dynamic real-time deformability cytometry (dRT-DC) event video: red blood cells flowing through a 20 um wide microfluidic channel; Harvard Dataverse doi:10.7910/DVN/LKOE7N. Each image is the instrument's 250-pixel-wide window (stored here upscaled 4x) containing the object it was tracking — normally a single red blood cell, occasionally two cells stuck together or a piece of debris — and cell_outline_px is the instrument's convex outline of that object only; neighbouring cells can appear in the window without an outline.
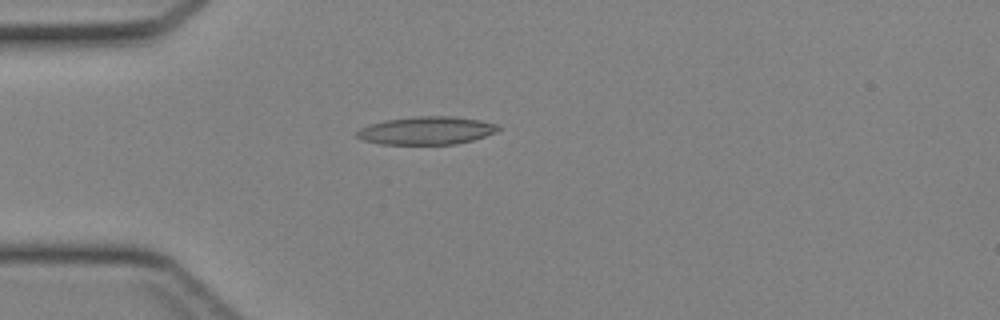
{"species": "Egyptian fruit bat (a non-hibernating species)", "species_latin": "Rousettus aegyptiacus", "temperature_condition": "cold", "stored_images_in_passage": 33, "camera_frame_rate_fps": 3000, "um_per_image_px": 0.085, "animal": {"sex": "female"}, "frame": {"image": 1, "passage_image": 1, "time_ms": 0.0, "image_size_px": [1000, 320], "cell_outline_px": [[500, 128], [496, 132], [472, 140], [456, 144], [380, 144], [364, 140], [356, 136], [356, 132], [360, 128], [368, 124], [388, 120], [416, 116], [452, 116], [480, 120], [496, 124]], "centroid_in_image_um": [36.24, 11.09], "position_along_channel_um": 48.8, "area_um2": 22.89}}
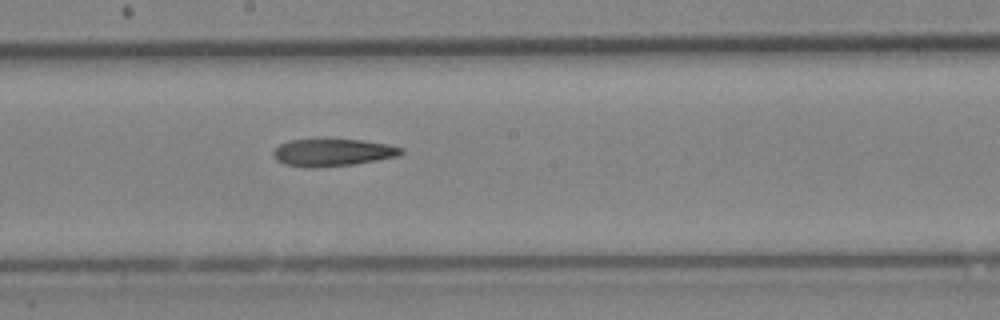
{"frame": {"image": 2, "passage_image": 13, "time_ms": 4.0, "image_size_px": [1000, 320], "cell_outline_px": [[404, 152], [400, 156], [356, 164], [316, 168], [308, 168], [284, 164], [276, 160], [272, 156], [272, 152], [280, 144], [288, 140], [320, 136], [364, 140], [388, 144], [404, 148]], "centroid_in_image_um": [28.26, 12.92], "position_along_channel_um": 219.9, "area_um2": 21.68}}
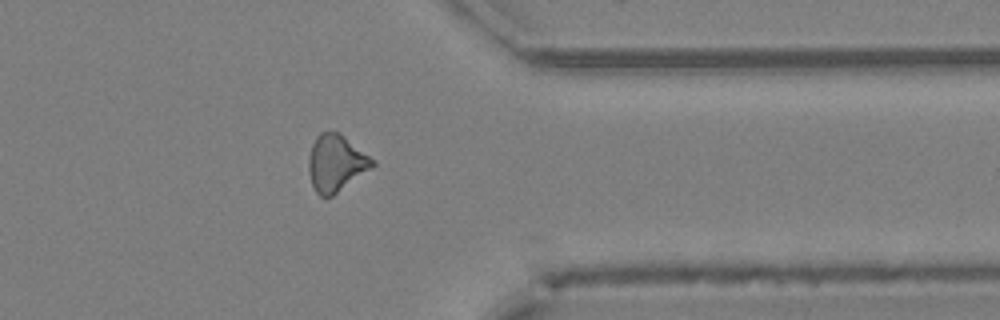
{"frame": {"image": 3, "passage_image": 24, "time_ms": 7.667, "image_size_px": [1000, 320], "cell_outline_px": [[376, 164], [372, 168], [332, 196], [320, 196], [316, 192], [312, 184], [308, 168], [308, 160], [312, 144], [316, 136], [320, 132], [340, 132], [376, 160]], "centroid_in_image_um": [28.58, 13.84], "position_along_channel_um": 382.8, "area_um2": 21.15}}